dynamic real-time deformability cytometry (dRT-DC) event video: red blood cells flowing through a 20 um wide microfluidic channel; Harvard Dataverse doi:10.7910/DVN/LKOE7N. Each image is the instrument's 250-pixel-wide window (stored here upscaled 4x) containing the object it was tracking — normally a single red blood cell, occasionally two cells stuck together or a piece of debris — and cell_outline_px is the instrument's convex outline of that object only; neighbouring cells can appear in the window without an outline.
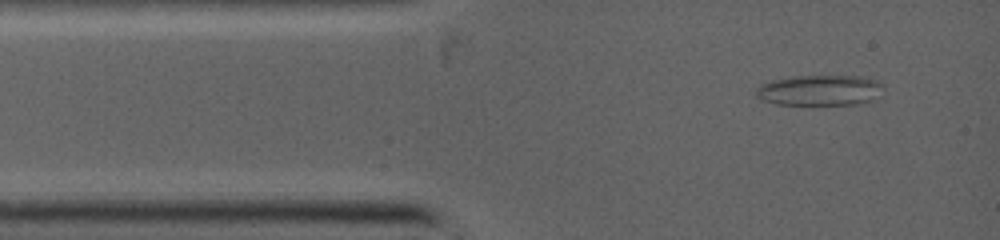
{"species": "common noctule bat (a hibernating species)", "species_latin": "Nyctalus noctula", "temperature_condition": "warm", "stored_images_in_passage": 2, "camera_frame_rate_fps": 5000, "um_per_image_px": 0.085, "animal": {"sex": "female", "body_mass_g": 19.0, "forearm_length_mm": 53.3}, "frame": {"image": 1, "passage_image": 1, "time_ms": 0.0, "image_size_px": [1000, 240], "cell_outline_px": [[884, 84], [880, 96], [872, 100], [856, 104], [776, 104], [764, 100], [756, 96], [756, 88], [760, 84], [772, 80], [792, 76], [860, 76], [876, 80]], "centroid_in_image_um": [69.7, 7.66], "position_along_channel_um": 15.3, "area_um2": 22.72}}